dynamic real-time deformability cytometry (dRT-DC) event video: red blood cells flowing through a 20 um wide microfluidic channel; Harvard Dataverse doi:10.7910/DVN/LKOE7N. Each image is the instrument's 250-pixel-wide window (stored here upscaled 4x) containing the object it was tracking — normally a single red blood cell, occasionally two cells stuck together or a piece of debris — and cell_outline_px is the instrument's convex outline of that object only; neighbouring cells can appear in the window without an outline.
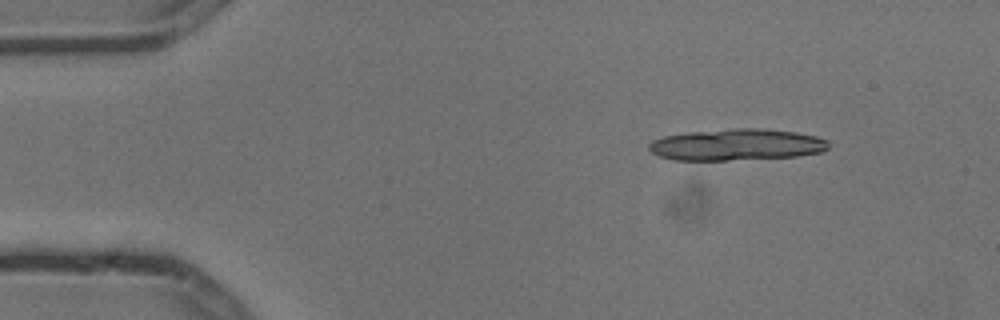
{"species": "common noctule bat (a hibernating species)", "species_latin": "Nyctalus noctula", "temperature_condition": "cold", "stored_images_in_passage": 5, "camera_frame_rate_fps": 3000, "um_per_image_px": 0.085, "animal": {"sex": "male", "body_mass_g": 13.3}, "frame": {"image": 1, "passage_image": 5, "time_ms": 1.333, "image_size_px": [1000, 320], "cell_outline_px": [[828, 148], [824, 152], [796, 156], [728, 160], [672, 160], [660, 156], [652, 152], [648, 148], [648, 144], [652, 140], [664, 136], [688, 132], [736, 128], [764, 128], [796, 132], [816, 136], [828, 140]], "centroid_in_image_um": [62.62, 12.29], "position_along_channel_um": 22.4, "area_um2": 33.12}}